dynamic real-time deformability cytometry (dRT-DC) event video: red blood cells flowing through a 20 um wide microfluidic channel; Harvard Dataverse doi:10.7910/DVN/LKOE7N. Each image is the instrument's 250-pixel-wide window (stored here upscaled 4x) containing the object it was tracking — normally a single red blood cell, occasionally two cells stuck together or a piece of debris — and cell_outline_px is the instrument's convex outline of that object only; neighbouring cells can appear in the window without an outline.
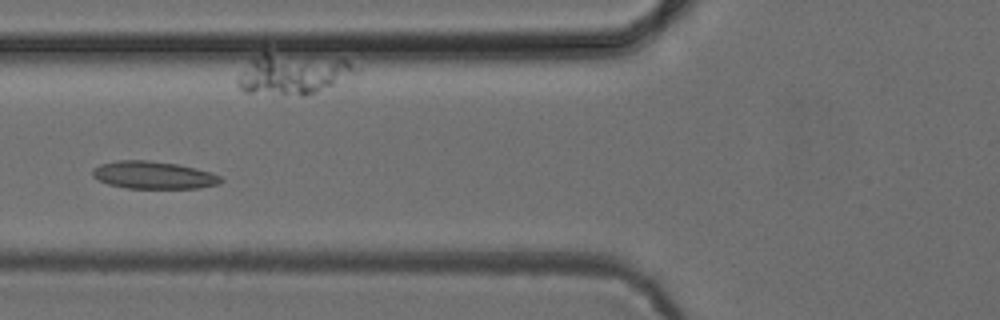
{"species": "common noctule bat (a hibernating species)", "species_latin": "Nyctalus noctula", "temperature_condition": "cold", "stored_images_in_passage": 7, "camera_frame_rate_fps": 3000, "um_per_image_px": 0.085, "animal": {"sex": "female", "body_mass_g": 24.6, "forearm_length_mm": 56.2}, "frame": {"image": 1, "passage_image": 6, "time_ms": 6.0, "image_size_px": [1000, 320], "cell_outline_px": [[224, 180], [220, 184], [200, 188], [128, 188], [108, 184], [92, 176], [92, 168], [100, 164], [116, 160], [148, 160], [176, 164], [196, 168], [220, 176]], "centroid_in_image_um": [13.04, 14.88], "position_along_channel_um": 112.8, "area_um2": 20.58}}